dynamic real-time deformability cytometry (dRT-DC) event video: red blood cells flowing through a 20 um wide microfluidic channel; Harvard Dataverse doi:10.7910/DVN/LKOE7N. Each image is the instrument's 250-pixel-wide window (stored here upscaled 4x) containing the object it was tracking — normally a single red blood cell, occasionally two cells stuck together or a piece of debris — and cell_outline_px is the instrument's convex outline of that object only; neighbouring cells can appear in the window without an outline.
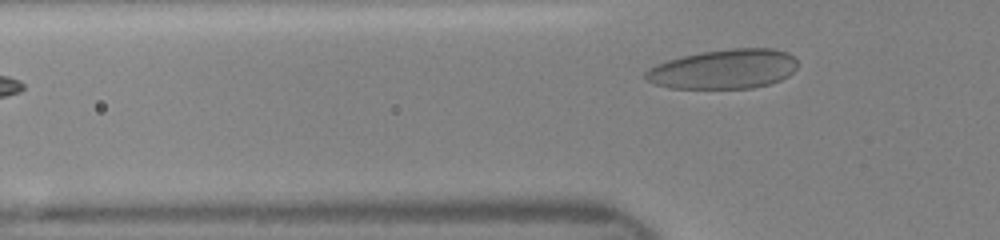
{"species": "human", "species_latin": "Homo sapiens", "temperature_condition": "room temperature", "stored_images_in_passage": 8, "segment_of_instrument_passage": [2, 2], "camera_frame_rate_fps": 3000, "um_per_image_px": 0.085, "donor": {"sex": "female"}, "frame": {"image": 1, "passage_image": 8, "time_ms": 3.0, "image_size_px": [1000, 240], "cell_outline_px": [[796, 68], [788, 76], [780, 80], [768, 84], [752, 88], [668, 88], [644, 80], [644, 72], [656, 64], [668, 60], [700, 52], [732, 48], [772, 48], [788, 52], [796, 60]], "centroid_in_image_um": [61.5, 5.87], "position_along_channel_um": 64.3, "area_um2": 35.03}}